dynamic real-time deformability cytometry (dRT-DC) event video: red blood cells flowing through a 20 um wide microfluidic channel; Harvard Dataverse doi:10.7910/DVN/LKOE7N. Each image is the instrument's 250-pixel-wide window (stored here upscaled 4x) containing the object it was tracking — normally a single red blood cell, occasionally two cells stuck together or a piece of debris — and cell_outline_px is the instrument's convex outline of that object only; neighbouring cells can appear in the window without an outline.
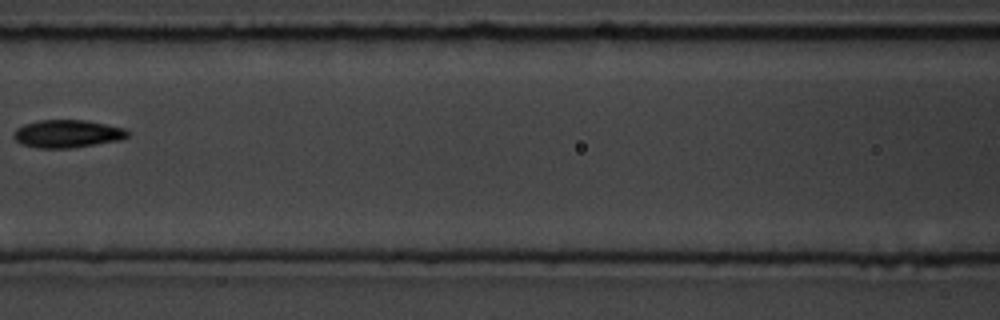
{"species": "common noctule bat (a hibernating species)", "species_latin": "Nyctalus noctula", "temperature_condition": "room temperature", "stored_images_in_passage": 9, "camera_frame_rate_fps": 3000, "um_per_image_px": 0.085, "animal": {"sex": "male", "body_mass_g": 19.5, "forearm_length_mm": 54.6}, "frame": {"image": 1, "passage_image": 6, "time_ms": 7.667, "image_size_px": [1000, 320], "cell_outline_px": [[128, 136], [120, 140], [72, 148], [40, 148], [20, 144], [12, 136], [12, 132], [16, 128], [24, 124], [36, 120], [84, 120], [124, 128], [128, 132]], "centroid_in_image_um": [5.66, 11.37], "position_along_channel_um": 160.9, "area_um2": 18.5}}
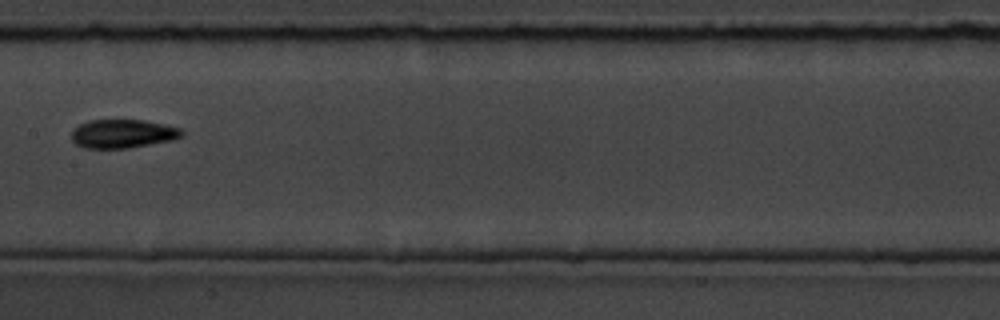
{"frame": {"image": 2, "passage_image": 7, "time_ms": 8.667, "image_size_px": [1000, 320], "cell_outline_px": [[184, 132], [180, 136], [172, 140], [128, 148], [84, 148], [76, 144], [72, 140], [72, 128], [88, 120], [144, 120], [164, 124], [180, 128]], "centroid_in_image_um": [10.4, 11.36], "position_along_channel_um": 197.0, "area_um2": 18.38}}